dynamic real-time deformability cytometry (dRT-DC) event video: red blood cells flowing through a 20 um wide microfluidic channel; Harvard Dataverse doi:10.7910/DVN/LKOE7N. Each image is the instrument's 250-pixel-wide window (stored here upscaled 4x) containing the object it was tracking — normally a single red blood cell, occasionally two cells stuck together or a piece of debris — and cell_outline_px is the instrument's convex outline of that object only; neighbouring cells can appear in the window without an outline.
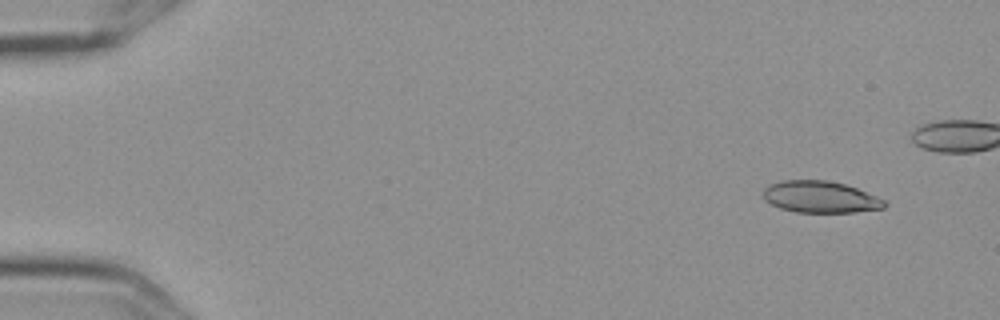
{"species": "Egyptian fruit bat (a non-hibernating species)", "species_latin": "Rousettus aegyptiacus", "temperature_condition": "cold", "stored_images_in_passage": 5, "camera_frame_rate_fps": 3000, "um_per_image_px": 0.085, "frame": {"image": 1, "passage_image": 2, "time_ms": 0.333, "image_size_px": [1000, 320], "cell_outline_px": [[888, 204], [884, 208], [856, 212], [796, 212], [780, 208], [764, 200], [764, 188], [768, 184], [784, 180], [828, 180], [844, 184], [856, 188], [876, 196], [884, 200]], "centroid_in_image_um": [69.72, 16.74], "position_along_channel_um": 15.3, "area_um2": 22.37}}